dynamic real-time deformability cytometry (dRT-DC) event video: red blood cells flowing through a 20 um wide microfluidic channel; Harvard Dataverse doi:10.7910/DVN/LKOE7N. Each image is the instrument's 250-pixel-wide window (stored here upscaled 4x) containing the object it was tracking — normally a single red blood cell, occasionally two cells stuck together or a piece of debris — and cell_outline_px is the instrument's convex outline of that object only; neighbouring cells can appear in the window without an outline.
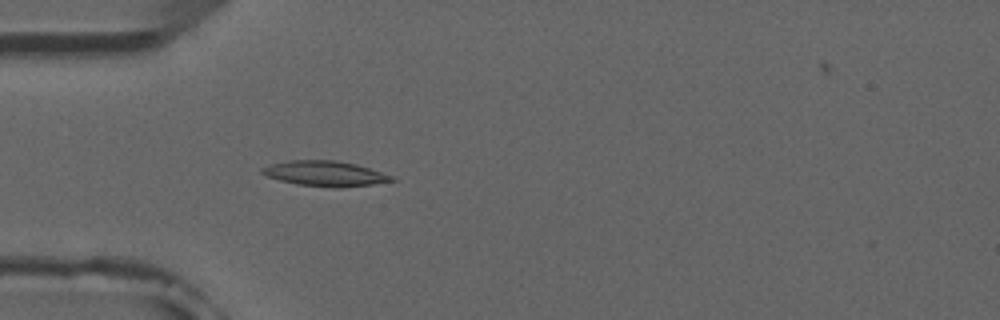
{"species": "common noctule bat (a hibernating species)", "species_latin": "Nyctalus noctula", "temperature_condition": "room temperature", "stored_images_in_passage": 4, "camera_frame_rate_fps": 3000, "um_per_image_px": 0.085, "animal": {"sex": "male", "forearm_length_mm": 52.5}, "frame": {"image": 1, "passage_image": 4, "time_ms": 4.333, "image_size_px": [1000, 320], "cell_outline_px": [[396, 180], [372, 184], [340, 188], [332, 188], [296, 184], [280, 180], [268, 176], [260, 172], [260, 168], [272, 164], [288, 160], [336, 160], [356, 164], [392, 176]], "centroid_in_image_um": [27.6, 14.75], "position_along_channel_um": 57.4, "area_um2": 18.96}}